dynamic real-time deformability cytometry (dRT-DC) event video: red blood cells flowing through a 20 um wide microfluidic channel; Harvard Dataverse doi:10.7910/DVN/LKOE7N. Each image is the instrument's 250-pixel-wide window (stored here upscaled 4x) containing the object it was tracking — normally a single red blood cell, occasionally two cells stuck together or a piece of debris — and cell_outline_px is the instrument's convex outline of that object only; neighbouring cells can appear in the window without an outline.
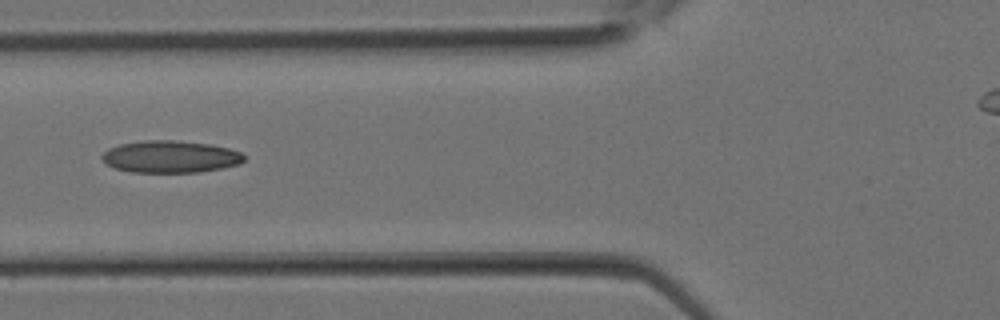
{"species": "Egyptian fruit bat (a non-hibernating species)", "species_latin": "Rousettus aegyptiacus", "temperature_condition": "room temperature", "stored_images_in_passage": 13, "camera_frame_rate_fps": 3000, "um_per_image_px": 0.085, "animal": {"sex": "female"}, "frame": {"image": 1, "passage_image": 10, "time_ms": 3.0, "image_size_px": [1000, 320], "cell_outline_px": [[244, 160], [240, 164], [200, 172], [132, 172], [112, 168], [104, 164], [100, 156], [108, 148], [120, 144], [144, 140], [172, 140], [208, 144], [228, 148], [240, 152], [244, 156]], "centroid_in_image_um": [14.42, 13.32], "position_along_channel_um": 111.4, "area_um2": 26.65}}
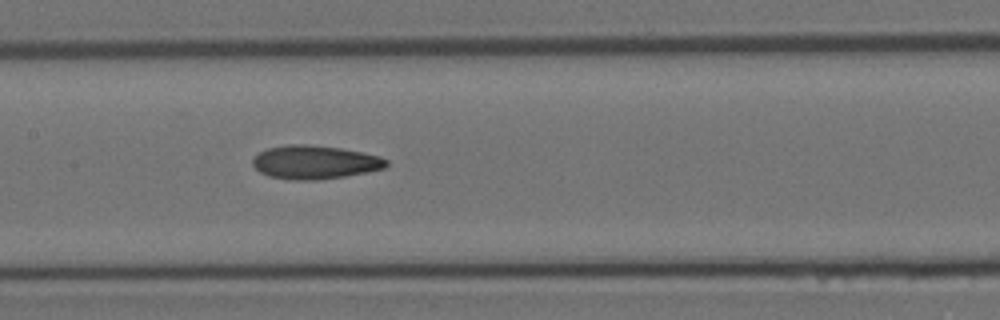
{"frame": {"image": 2, "passage_image": 13, "time_ms": 4.0, "image_size_px": [1000, 320], "cell_outline_px": [[388, 164], [384, 168], [368, 172], [344, 176], [316, 180], [292, 180], [268, 176], [260, 172], [252, 164], [252, 160], [260, 152], [268, 148], [292, 144], [304, 144], [340, 148], [364, 152], [380, 156], [388, 160]], "centroid_in_image_um": [26.78, 13.79], "position_along_channel_um": 180.6, "area_um2": 26.07}}